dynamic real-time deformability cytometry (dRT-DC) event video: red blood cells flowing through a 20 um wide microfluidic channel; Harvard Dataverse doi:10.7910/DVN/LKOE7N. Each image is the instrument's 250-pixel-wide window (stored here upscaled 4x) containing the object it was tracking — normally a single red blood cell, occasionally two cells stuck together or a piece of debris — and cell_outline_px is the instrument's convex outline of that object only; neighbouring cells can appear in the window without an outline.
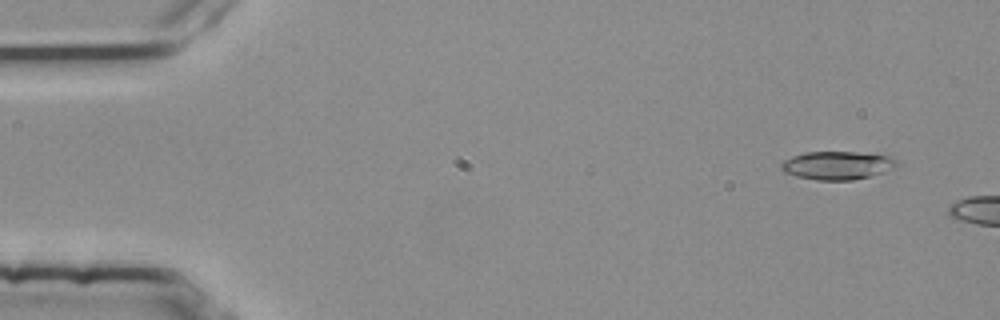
{"species": "common noctule bat (a hibernating species)", "species_latin": "Nyctalus noctula", "temperature_condition": "room temperature", "stored_images_in_passage": 2, "camera_frame_rate_fps": 3000, "um_per_image_px": 0.085, "animal": {"sex": "female", "body_mass_g": 25.1}, "frame": {"image": 1, "passage_image": 1, "time_ms": 0.0, "image_size_px": [1000, 320], "cell_outline_px": [[896, 168], [872, 176], [852, 180], [816, 180], [796, 176], [784, 172], [780, 168], [780, 164], [784, 160], [792, 156], [804, 152], [856, 152], [892, 156], [896, 160]], "centroid_in_image_um": [71.17, 14.06], "position_along_channel_um": 13.8, "area_um2": 19.19}}